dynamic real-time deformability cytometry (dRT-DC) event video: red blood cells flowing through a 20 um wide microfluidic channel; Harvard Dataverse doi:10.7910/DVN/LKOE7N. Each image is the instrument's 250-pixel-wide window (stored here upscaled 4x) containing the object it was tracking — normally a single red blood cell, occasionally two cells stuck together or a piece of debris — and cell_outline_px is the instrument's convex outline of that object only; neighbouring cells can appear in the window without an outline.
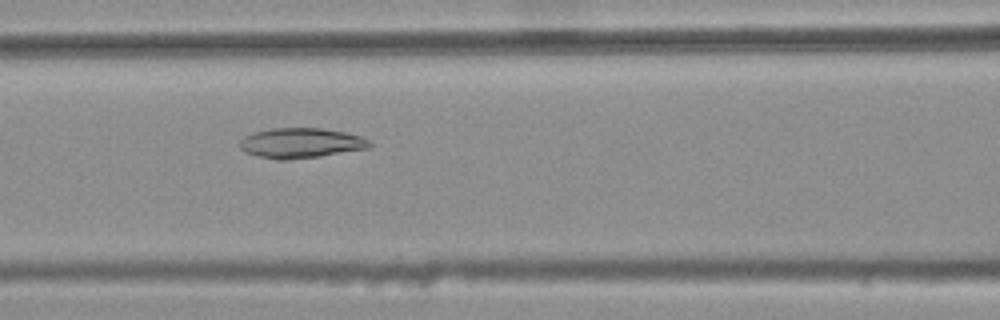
{"species": "common noctule bat (a hibernating species)", "species_latin": "Nyctalus noctula", "temperature_condition": "warm", "stored_images_in_passage": 35, "camera_frame_rate_fps": 3000, "um_per_image_px": 0.085, "animal": {"sex": "female", "body_mass_g": 25.1}, "frame": {"image": 1, "passage_image": 9, "time_ms": 2.667, "image_size_px": [1000, 320], "cell_outline_px": [[372, 148], [320, 156], [288, 160], [276, 160], [256, 156], [244, 152], [240, 148], [240, 140], [244, 136], [252, 132], [272, 128], [324, 128], [344, 132], [360, 136], [372, 140]], "centroid_in_image_um": [25.59, 12.16], "position_along_channel_um": 141.0, "area_um2": 23.18}}
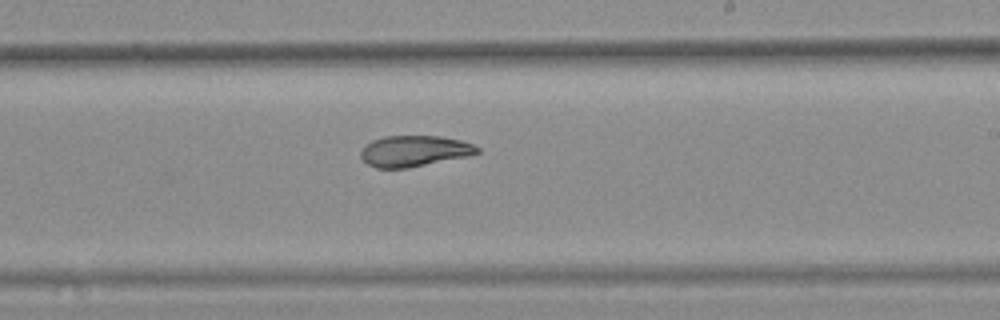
{"frame": {"image": 2, "passage_image": 18, "time_ms": 5.667, "image_size_px": [1000, 320], "cell_outline_px": [[480, 152], [468, 156], [408, 168], [376, 168], [368, 164], [360, 156], [360, 152], [372, 140], [384, 136], [440, 136], [460, 140], [472, 144], [480, 148]], "centroid_in_image_um": [35.22, 12.84], "position_along_channel_um": 253.8, "area_um2": 20.92}}
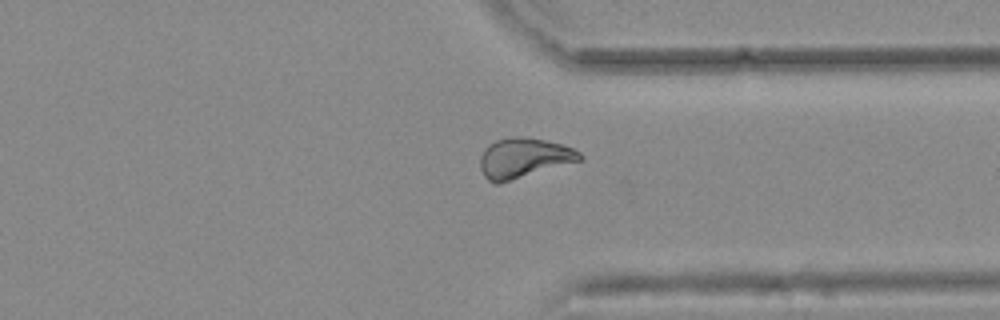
{"frame": {"image": 3, "passage_image": 27, "time_ms": 8.667, "image_size_px": [1000, 320], "cell_outline_px": [[584, 160], [500, 184], [492, 184], [484, 176], [480, 168], [480, 156], [484, 148], [488, 144], [496, 140], [508, 136], [516, 136], [544, 140], [560, 144], [572, 148], [580, 152], [584, 156]], "centroid_in_image_um": [44.51, 13.45], "position_along_channel_um": 366.9, "area_um2": 23.64}, "authors_computed_cell_mechanics": {"area_um2": 22.6576, "velocity_mm_per_s": 3.7663, "shape_relaxation_time_tau1_ms": null, "shape_relaxation_time_tau2_ms": 5.1644, "deformation_change_tau1": null, "deformation_change_tau2": 0.1183}}